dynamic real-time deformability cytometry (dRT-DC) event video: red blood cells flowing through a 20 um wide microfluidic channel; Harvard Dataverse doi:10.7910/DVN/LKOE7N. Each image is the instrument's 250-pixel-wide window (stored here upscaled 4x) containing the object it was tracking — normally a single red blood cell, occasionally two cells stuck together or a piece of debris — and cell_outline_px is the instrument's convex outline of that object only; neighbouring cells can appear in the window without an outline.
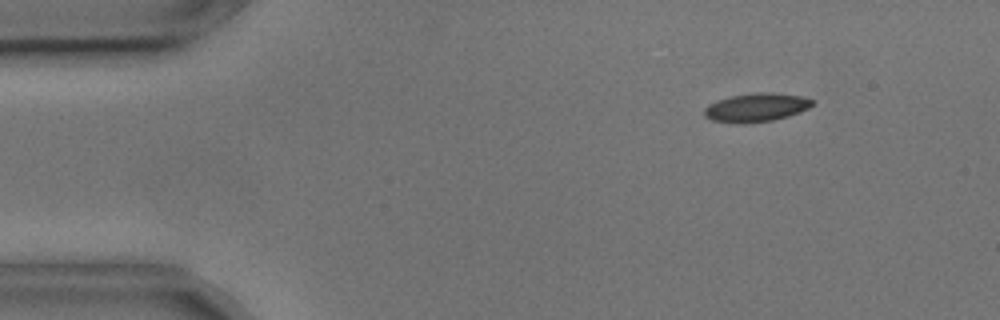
{"species": "common noctule bat (a hibernating species)", "species_latin": "Nyctalus noctula", "temperature_condition": "cold", "stored_images_in_passage": 4, "camera_frame_rate_fps": 3000, "um_per_image_px": 0.085, "animal": {"sex": "male", "body_mass_g": 17.9, "forearm_length_mm": 54.2}, "frame": {"image": 1, "passage_image": 2, "time_ms": 0.333, "image_size_px": [1000, 320], "cell_outline_px": [[816, 104], [800, 112], [788, 116], [772, 120], [736, 124], [712, 120], [704, 116], [704, 108], [708, 104], [716, 100], [728, 96], [764, 92], [772, 92], [800, 96], [816, 100]], "centroid_in_image_um": [64.28, 9.13], "position_along_channel_um": 20.7, "area_um2": 18.15}}
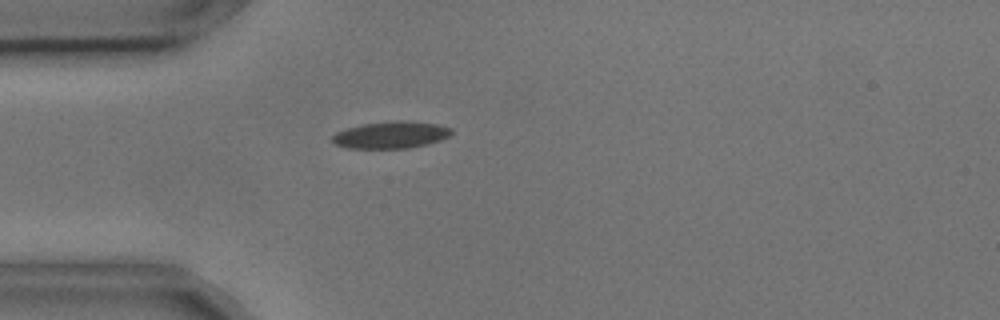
{"frame": {"image": 2, "passage_image": 4, "time_ms": 1.0, "image_size_px": [1000, 320], "cell_outline_px": [[452, 132], [448, 136], [440, 140], [428, 144], [408, 148], [348, 148], [336, 144], [332, 140], [332, 136], [336, 132], [348, 128], [364, 124], [396, 120], [400, 120], [436, 124], [452, 128]], "centroid_in_image_um": [33.24, 11.47], "position_along_channel_um": 51.8, "area_um2": 18.5}}